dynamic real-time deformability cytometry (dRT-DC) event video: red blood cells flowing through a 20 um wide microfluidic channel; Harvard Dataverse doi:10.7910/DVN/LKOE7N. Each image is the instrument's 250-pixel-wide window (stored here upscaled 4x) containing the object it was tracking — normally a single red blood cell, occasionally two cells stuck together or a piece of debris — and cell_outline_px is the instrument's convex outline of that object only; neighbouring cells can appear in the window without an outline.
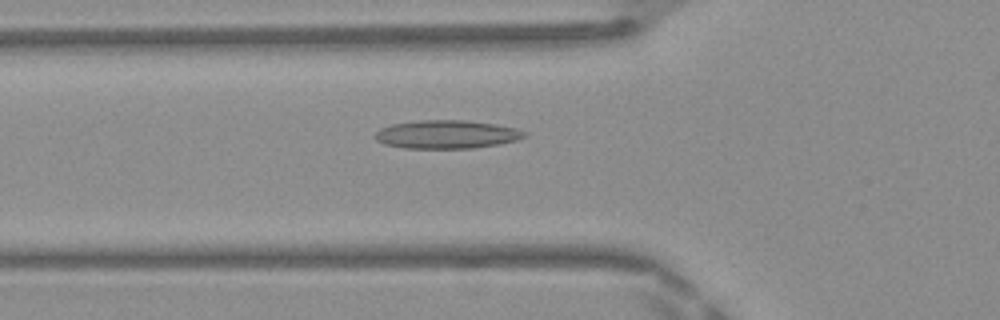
{"species": "Egyptian fruit bat (a non-hibernating species)", "species_latin": "Rousettus aegyptiacus", "temperature_condition": "warm", "stored_images_in_passage": 44, "camera_frame_rate_fps": 3000, "um_per_image_px": 0.085, "frame": {"image": 1, "passage_image": 17, "time_ms": 5.333, "image_size_px": [1000, 320], "cell_outline_px": [[528, 136], [516, 140], [500, 144], [472, 148], [404, 148], [384, 144], [376, 140], [372, 136], [380, 128], [392, 124], [420, 120], [464, 120], [492, 124], [516, 128], [528, 132]], "centroid_in_image_um": [37.96, 11.42], "position_along_channel_um": 87.8, "area_um2": 24.74}}
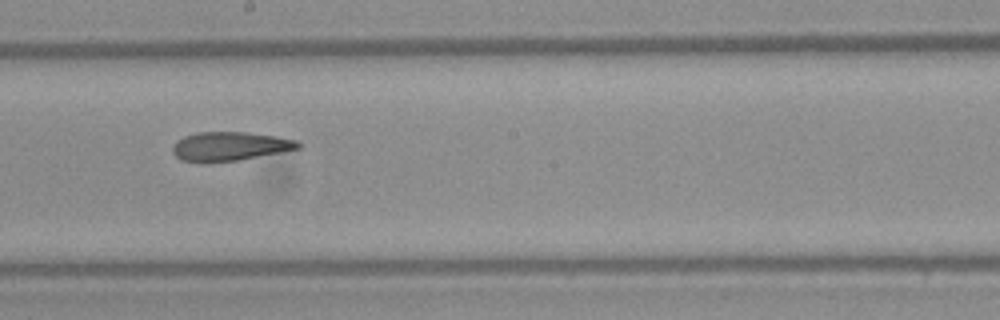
{"frame": {"image": 2, "passage_image": 27, "time_ms": 8.667, "image_size_px": [1000, 320], "cell_outline_px": [[304, 144], [300, 148], [280, 152], [236, 160], [208, 164], [200, 164], [180, 160], [172, 152], [172, 148], [176, 140], [184, 136], [196, 132], [244, 132], [276, 136], [300, 140]], "centroid_in_image_um": [19.5, 12.45], "position_along_channel_um": 228.7, "area_um2": 21.62}}
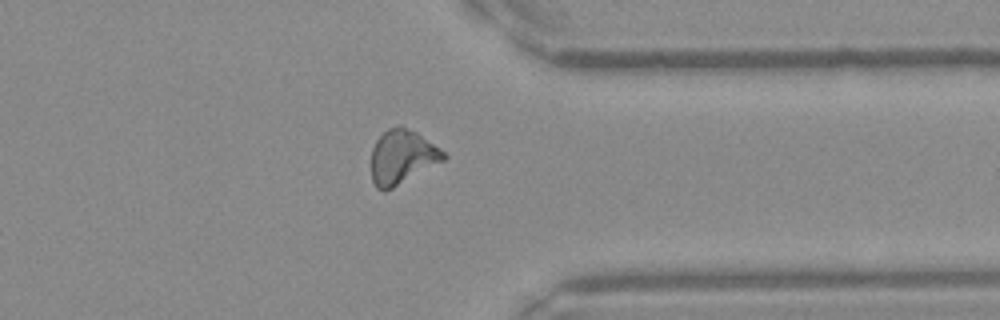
{"frame": {"image": 3, "passage_image": 38, "time_ms": 12.333, "image_size_px": [1000, 320], "cell_outline_px": [[448, 156], [444, 160], [392, 188], [384, 192], [376, 188], [372, 180], [372, 148], [376, 140], [388, 128], [400, 124], [416, 132], [440, 148]], "centroid_in_image_um": [34.17, 13.33], "position_along_channel_um": 377.2, "area_um2": 22.66}, "authors_computed_cell_mechanics": {"area_um2": 22.2819, "velocity_mm_per_s": 4.1964, "shape_relaxation_time_tau1_ms": null, "shape_relaxation_time_tau2_ms": 3.6673, "deformation_change_tau1": null, "deformation_change_tau2": 0.1349}}